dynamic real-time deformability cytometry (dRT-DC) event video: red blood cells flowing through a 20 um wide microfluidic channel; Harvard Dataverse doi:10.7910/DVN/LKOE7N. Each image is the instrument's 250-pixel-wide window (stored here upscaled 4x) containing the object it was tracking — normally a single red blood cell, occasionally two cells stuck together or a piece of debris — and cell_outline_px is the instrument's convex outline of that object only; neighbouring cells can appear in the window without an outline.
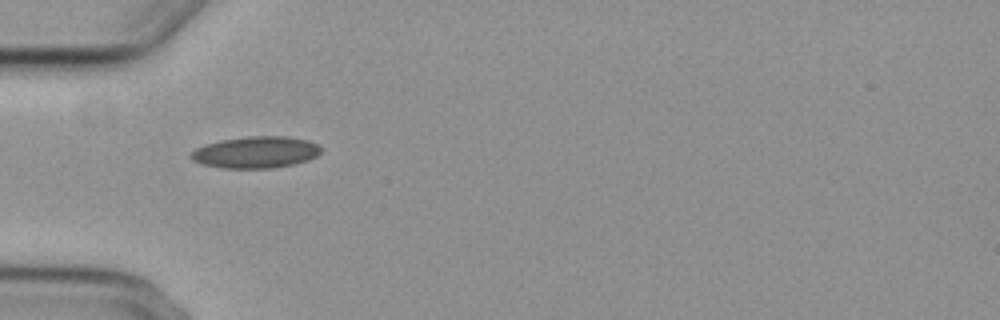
{"species": "common noctule bat (a hibernating species)", "species_latin": "Nyctalus noctula", "temperature_condition": "cold", "stored_images_in_passage": 2, "camera_frame_rate_fps": 3000, "um_per_image_px": 0.085, "animal": {"sex": "female", "body_mass_g": 29.2, "forearm_length_mm": 56.3}, "frame": {"image": 1, "passage_image": 1, "time_ms": 0.0, "image_size_px": [1000, 320], "cell_outline_px": [[320, 152], [316, 156], [308, 160], [292, 164], [272, 168], [224, 168], [204, 164], [192, 160], [188, 156], [196, 148], [204, 144], [220, 140], [248, 136], [288, 136], [308, 140], [320, 144]], "centroid_in_image_um": [21.74, 12.93], "position_along_channel_um": 63.3, "area_um2": 24.04}}
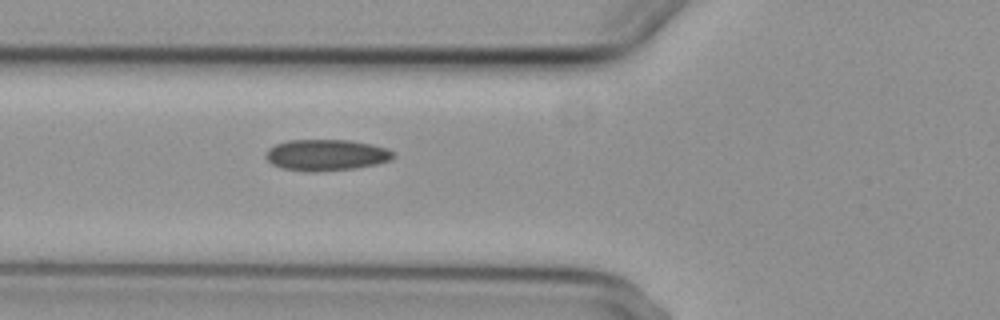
{"frame": {"image": 2, "passage_image": 2, "time_ms": 1.0, "image_size_px": [1000, 320], "cell_outline_px": [[396, 156], [392, 160], [376, 164], [356, 168], [316, 172], [308, 172], [280, 168], [272, 164], [264, 156], [268, 148], [276, 144], [288, 140], [352, 140], [372, 144], [384, 148], [392, 152]], "centroid_in_image_um": [27.71, 13.18], "position_along_channel_um": 98.1, "area_um2": 23.41}}